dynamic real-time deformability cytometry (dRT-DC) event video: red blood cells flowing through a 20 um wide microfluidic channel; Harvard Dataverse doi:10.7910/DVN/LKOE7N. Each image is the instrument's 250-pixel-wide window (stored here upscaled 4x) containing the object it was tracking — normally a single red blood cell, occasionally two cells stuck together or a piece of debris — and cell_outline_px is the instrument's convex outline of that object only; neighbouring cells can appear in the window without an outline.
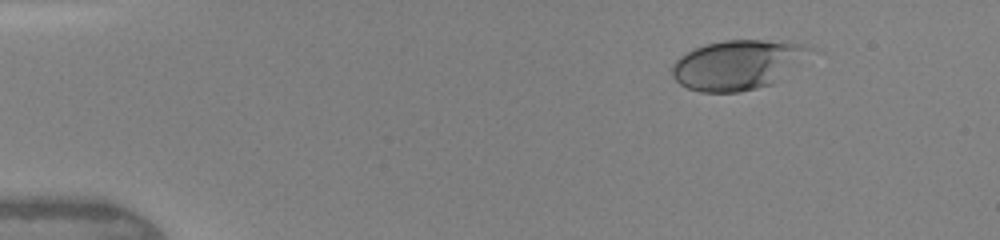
{"species": "human", "species_latin": "Homo sapiens", "temperature_condition": "warm", "stored_images_in_passage": 21, "camera_frame_rate_fps": 3000, "um_per_image_px": 0.085, "donor": {"sex": "female"}, "frame": {"image": 1, "passage_image": 3, "time_ms": 1.333, "image_size_px": [1000, 240], "cell_outline_px": [[816, 48], [772, 84], [740, 92], [700, 92], [688, 88], [680, 84], [672, 76], [672, 64], [680, 56], [704, 44], [724, 40], [760, 40], [812, 44]], "centroid_in_image_um": [62.68, 5.49], "position_along_channel_um": 22.3, "area_um2": 39.59}}
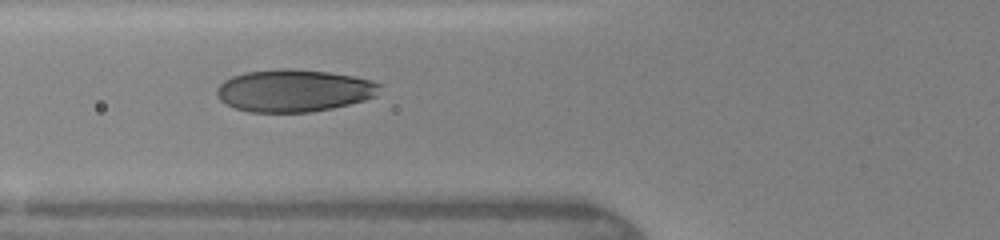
{"frame": {"image": 2, "passage_image": 13, "time_ms": 5.333, "image_size_px": [1000, 240], "cell_outline_px": [[384, 84], [376, 96], [364, 100], [332, 108], [312, 112], [252, 112], [236, 108], [220, 100], [216, 92], [216, 88], [224, 80], [232, 76], [244, 72], [280, 68], [292, 68], [328, 72], [352, 76], [372, 80]], "centroid_in_image_um": [25.01, 7.69], "position_along_channel_um": 100.8, "area_um2": 40.4}}
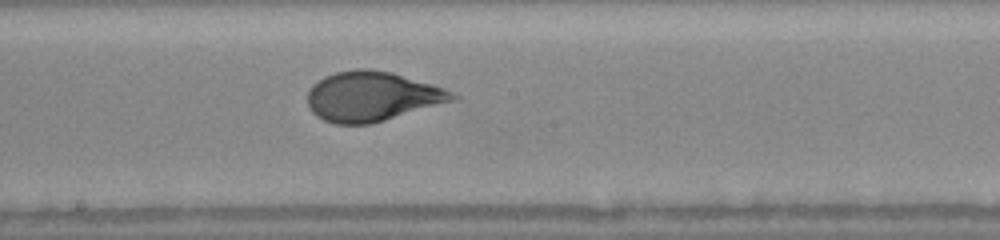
{"frame": {"image": 3, "passage_image": 21, "time_ms": 8.0, "image_size_px": [1000, 240], "cell_outline_px": [[460, 100], [372, 124], [336, 124], [324, 120], [316, 116], [308, 108], [308, 92], [312, 84], [324, 76], [336, 72], [356, 68], [364, 68], [392, 72], [432, 84], [444, 88], [460, 96]], "centroid_in_image_um": [31.67, 8.2], "position_along_channel_um": 216.5, "area_um2": 42.6}}